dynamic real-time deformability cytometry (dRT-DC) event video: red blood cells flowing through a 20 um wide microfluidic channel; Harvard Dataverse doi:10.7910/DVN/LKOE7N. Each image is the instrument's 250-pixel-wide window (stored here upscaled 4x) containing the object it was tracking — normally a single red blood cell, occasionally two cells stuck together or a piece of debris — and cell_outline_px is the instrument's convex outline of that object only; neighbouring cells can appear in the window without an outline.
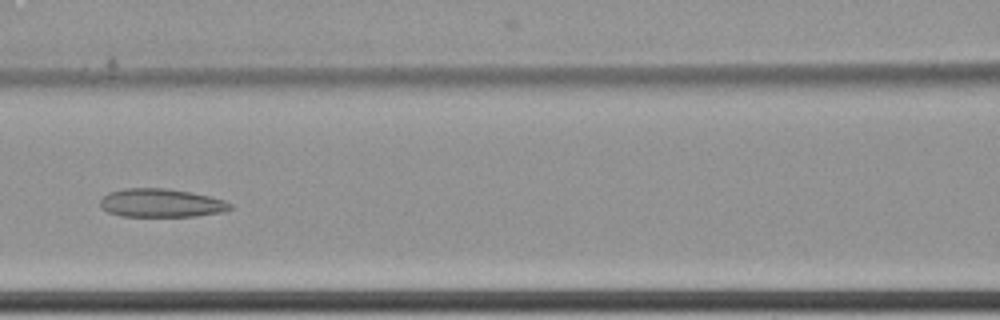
{"species": "common noctule bat (a hibernating species)", "species_latin": "Nyctalus noctula", "temperature_condition": "cold", "stored_images_in_passage": 9, "camera_frame_rate_fps": 3000, "um_per_image_px": 0.085, "animal": {"sex": "female", "body_mass_g": 22.7, "forearm_length_mm": 54.2}, "frame": {"image": 1, "passage_image": 9, "time_ms": 2.667, "image_size_px": [1000, 320], "cell_outline_px": [[232, 208], [224, 212], [196, 216], [120, 216], [108, 212], [100, 208], [100, 200], [108, 192], [124, 188], [168, 188], [208, 196], [224, 200], [232, 204]], "centroid_in_image_um": [13.67, 17.25], "position_along_channel_um": 152.9, "area_um2": 21.62}}